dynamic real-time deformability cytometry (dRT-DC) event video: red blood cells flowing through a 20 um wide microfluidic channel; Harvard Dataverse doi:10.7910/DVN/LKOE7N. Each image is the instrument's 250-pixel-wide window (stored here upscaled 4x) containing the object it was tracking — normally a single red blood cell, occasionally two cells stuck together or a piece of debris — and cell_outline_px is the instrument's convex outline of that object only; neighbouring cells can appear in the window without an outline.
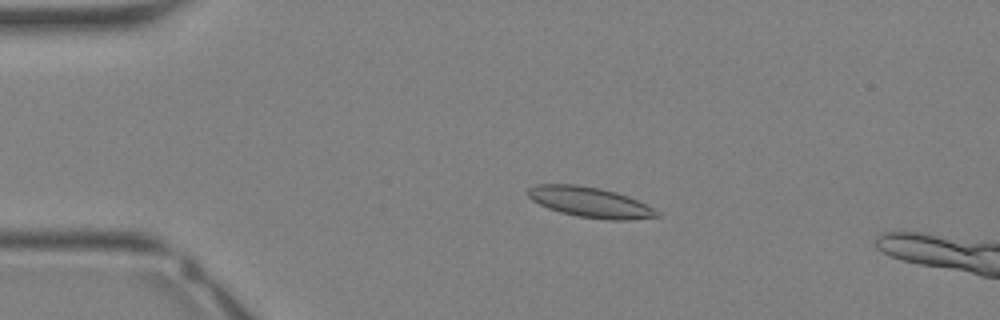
{"species": "Egyptian fruit bat (a non-hibernating species)", "species_latin": "Rousettus aegyptiacus", "temperature_condition": "warm", "stored_images_in_passage": 35, "camera_frame_rate_fps": 3000, "um_per_image_px": 0.085, "animal": {"sex": "female"}, "frame": {"image": 1, "passage_image": 7, "time_ms": 2.0, "image_size_px": [1000, 320], "cell_outline_px": [[660, 216], [628, 220], [608, 220], [580, 216], [560, 212], [548, 208], [532, 200], [528, 196], [528, 188], [536, 184], [576, 184], [600, 188], [616, 192], [628, 196], [660, 212]], "centroid_in_image_um": [50.14, 17.18], "position_along_channel_um": 34.9, "area_um2": 22.6}}
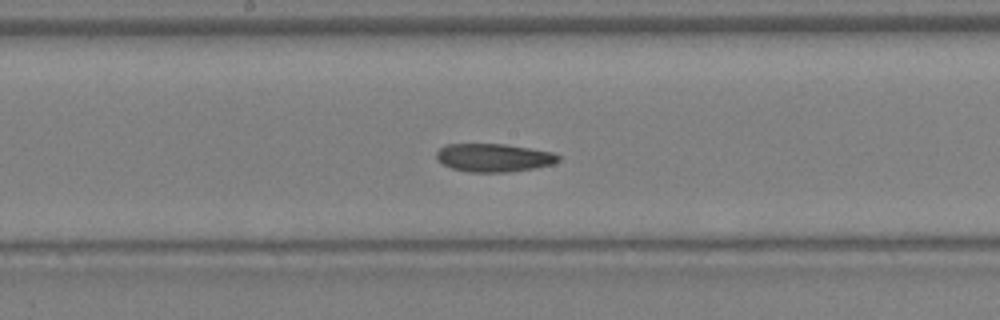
{"frame": {"image": 2, "passage_image": 18, "time_ms": 5.667, "image_size_px": [1000, 320], "cell_outline_px": [[560, 160], [552, 164], [532, 168], [508, 172], [468, 172], [452, 168], [444, 164], [436, 156], [436, 152], [444, 144], [504, 144], [552, 152], [560, 156]], "centroid_in_image_um": [41.96, 13.4], "position_along_channel_um": 206.2, "area_um2": 19.83}}
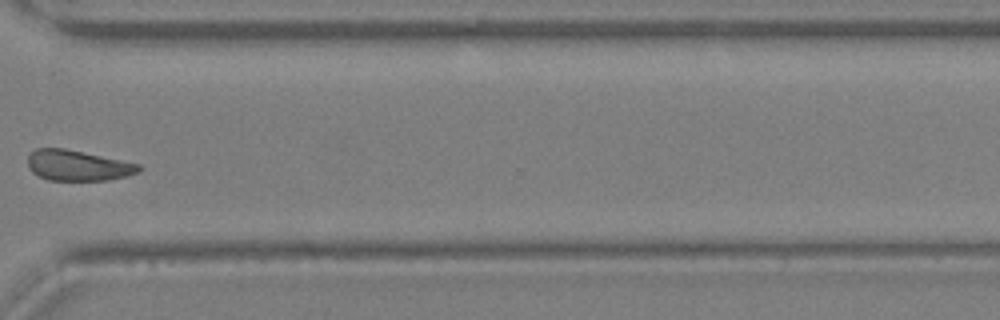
{"frame": {"image": 3, "passage_image": 26, "time_ms": 8.333, "image_size_px": [1000, 320], "cell_outline_px": [[140, 172], [108, 180], [48, 180], [32, 172], [28, 168], [28, 156], [36, 148], [64, 148], [140, 164]], "centroid_in_image_um": [6.59, 14.06], "position_along_channel_um": 364.0, "area_um2": 19.59}}